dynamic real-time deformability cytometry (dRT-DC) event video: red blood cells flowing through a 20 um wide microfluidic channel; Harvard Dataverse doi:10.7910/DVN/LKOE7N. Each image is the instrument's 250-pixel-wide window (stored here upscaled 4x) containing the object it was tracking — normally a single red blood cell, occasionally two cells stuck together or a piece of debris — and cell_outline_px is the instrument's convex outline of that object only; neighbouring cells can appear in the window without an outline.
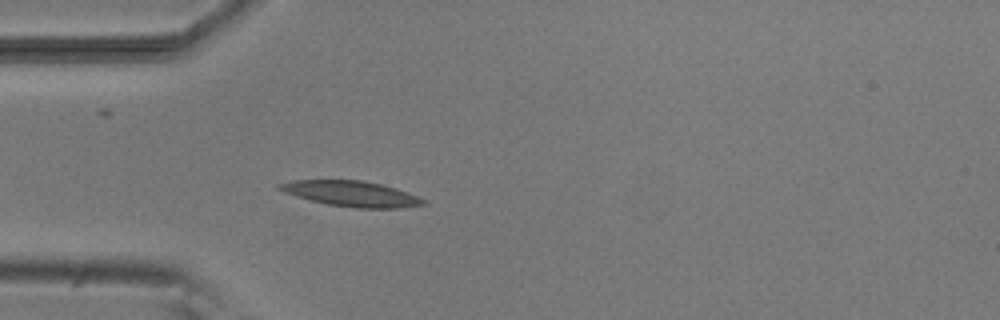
{"species": "common noctule bat (a hibernating species)", "species_latin": "Nyctalus noctula", "temperature_condition": "room temperature", "stored_images_in_passage": 2, "camera_frame_rate_fps": 3000, "um_per_image_px": 0.085, "animal": {"sex": "male", "body_mass_g": 20.5, "forearm_length_mm": 52.5}, "frame": {"image": 1, "passage_image": 2, "time_ms": 1.0, "image_size_px": [1000, 320], "cell_outline_px": [[428, 204], [400, 208], [356, 208], [328, 204], [296, 196], [284, 192], [276, 188], [276, 184], [292, 180], [364, 180], [396, 188], [408, 192], [428, 200]], "centroid_in_image_um": [29.9, 16.46], "position_along_channel_um": 55.1, "area_um2": 21.5}}